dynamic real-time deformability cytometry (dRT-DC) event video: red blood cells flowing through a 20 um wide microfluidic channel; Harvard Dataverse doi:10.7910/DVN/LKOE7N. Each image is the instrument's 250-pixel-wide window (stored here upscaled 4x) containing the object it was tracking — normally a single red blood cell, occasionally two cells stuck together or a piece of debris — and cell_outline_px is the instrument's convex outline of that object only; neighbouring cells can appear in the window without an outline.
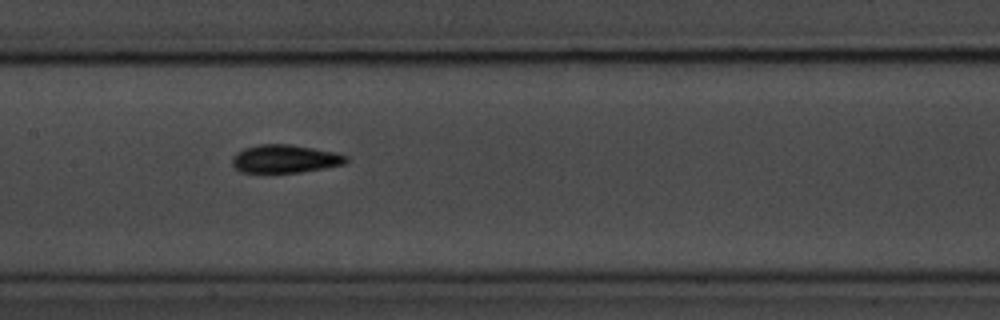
{"species": "common noctule bat (a hibernating species)", "species_latin": "Nyctalus noctula", "temperature_condition": "room temperature", "stored_images_in_passage": 14, "camera_frame_rate_fps": 3000, "um_per_image_px": 0.085, "animal": {"sex": "male", "body_mass_g": 20.1, "forearm_length_mm": 53.5}, "frame": {"image": 1, "passage_image": 7, "time_ms": 8.0, "image_size_px": [1000, 320], "cell_outline_px": [[348, 160], [344, 164], [324, 168], [300, 172], [240, 172], [232, 164], [232, 156], [236, 152], [244, 148], [260, 144], [288, 144], [336, 152], [348, 156]], "centroid_in_image_um": [24.21, 13.49], "position_along_channel_um": 183.2, "area_um2": 18.61}}
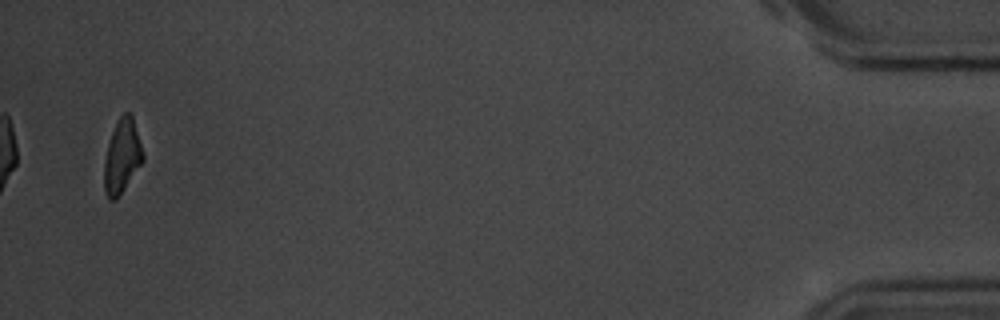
{"frame": {"image": 2, "passage_image": 14, "time_ms": 17.333, "image_size_px": [1000, 320], "cell_outline_px": [[144, 160], [120, 196], [116, 200], [108, 200], [104, 192], [104, 160], [108, 144], [112, 132], [120, 116], [124, 112], [132, 112], [144, 156]], "centroid_in_image_um": [10.37, 13.32], "position_along_channel_um": 424.8, "area_um2": 16.88}, "authors_computed_cell_mechanics": {"area_um2": 18.1203, "velocity_mm_per_s": 3.5166, "shape_relaxation_time_tau1_ms": 3.6804, "shape_relaxation_time_tau2_ms": 8.6783, "deformation_change_tau1": 0.137, "deformation_change_tau2": 0.1277}}